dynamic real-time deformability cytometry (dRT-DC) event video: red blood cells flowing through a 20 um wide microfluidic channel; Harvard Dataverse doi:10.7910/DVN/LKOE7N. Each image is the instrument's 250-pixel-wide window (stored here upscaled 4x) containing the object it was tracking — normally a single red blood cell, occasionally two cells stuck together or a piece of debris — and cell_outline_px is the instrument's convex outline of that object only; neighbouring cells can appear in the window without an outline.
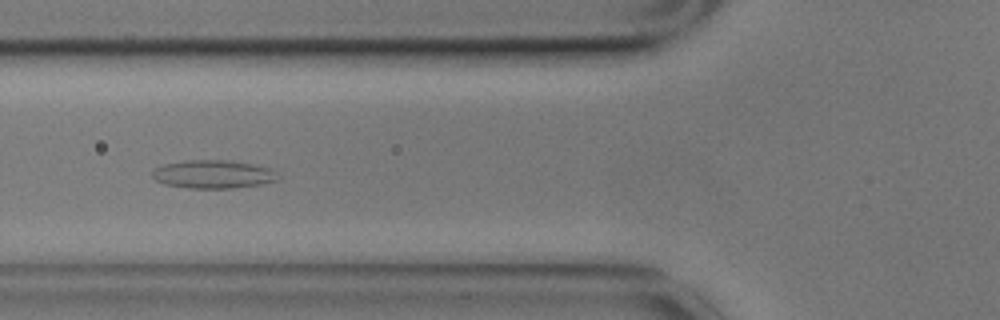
{"species": "common noctule bat (a hibernating species)", "species_latin": "Nyctalus noctula", "temperature_condition": "cold", "stored_images_in_passage": 47, "camera_frame_rate_fps": 3000, "um_per_image_px": 0.085, "animal": {"sex": "male", "body_mass_g": 17.9}, "frame": {"image": 1, "passage_image": 9, "time_ms": 2.667, "image_size_px": [1000, 320], "cell_outline_px": [[280, 176], [276, 180], [264, 184], [232, 188], [188, 188], [164, 184], [156, 180], [152, 176], [152, 172], [156, 168], [164, 164], [184, 160], [228, 160], [252, 164], [268, 168]], "centroid_in_image_um": [18.1, 14.81], "position_along_channel_um": 107.7, "area_um2": 20.63}}
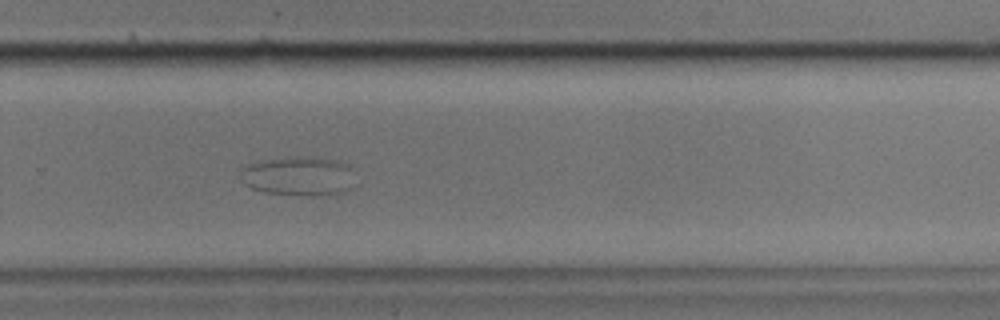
{"frame": {"image": 2, "passage_image": 27, "time_ms": 8.667, "image_size_px": [1000, 320], "cell_outline_px": [[352, 188], [344, 192], [264, 192], [252, 188], [244, 184], [240, 180], [240, 172], [244, 168], [252, 164], [264, 160], [336, 160], [348, 164], [352, 168]], "centroid_in_image_um": [25.36, 14.97], "position_along_channel_um": 304.4, "area_um2": 23.81}}